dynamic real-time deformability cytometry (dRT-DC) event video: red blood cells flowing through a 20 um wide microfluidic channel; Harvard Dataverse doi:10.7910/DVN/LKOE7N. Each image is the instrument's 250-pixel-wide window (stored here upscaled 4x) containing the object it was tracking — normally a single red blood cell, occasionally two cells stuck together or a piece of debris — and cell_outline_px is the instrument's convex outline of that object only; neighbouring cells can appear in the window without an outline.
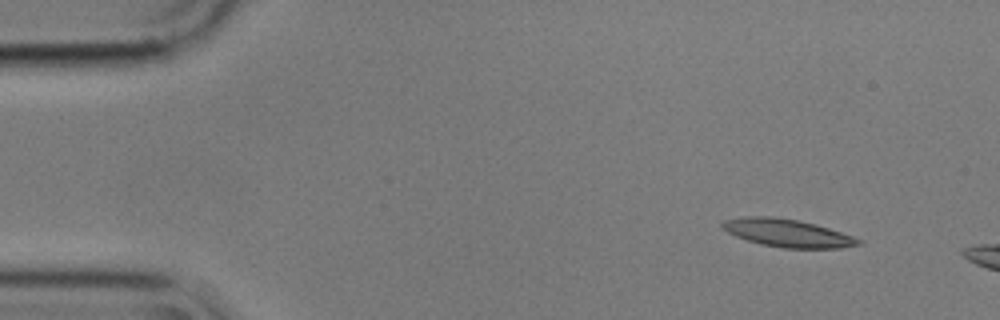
{"species": "common noctule bat (a hibernating species)", "species_latin": "Nyctalus noctula", "temperature_condition": "cold", "stored_images_in_passage": 3, "camera_frame_rate_fps": 3000, "um_per_image_px": 0.085, "animal": {"sex": "male", "body_mass_g": 17.9}, "frame": {"image": 1, "passage_image": 1, "time_ms": 0.0, "image_size_px": [1000, 320], "cell_outline_px": [[864, 240], [860, 244], [840, 248], [784, 248], [760, 244], [736, 236], [720, 228], [720, 224], [724, 220], [744, 216], [772, 216], [796, 220], [816, 224]], "centroid_in_image_um": [66.9, 19.8], "position_along_channel_um": 18.1, "area_um2": 22.02}}